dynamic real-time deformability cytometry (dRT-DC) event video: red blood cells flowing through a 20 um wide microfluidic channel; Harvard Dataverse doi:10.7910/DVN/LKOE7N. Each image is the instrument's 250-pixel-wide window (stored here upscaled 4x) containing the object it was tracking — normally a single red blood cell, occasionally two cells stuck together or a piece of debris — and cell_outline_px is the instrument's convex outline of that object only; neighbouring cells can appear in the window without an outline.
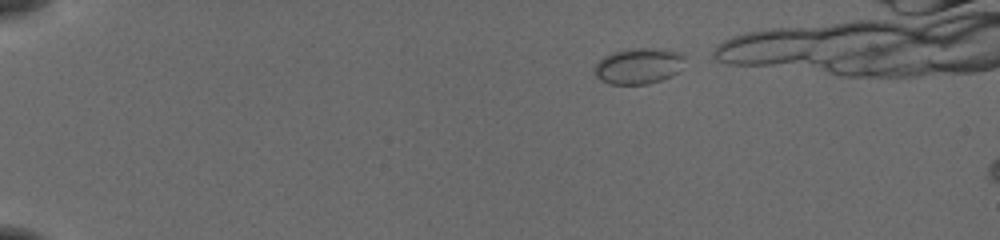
{"species": "common noctule bat (a hibernating species)", "species_latin": "Nyctalus noctula", "temperature_condition": "cold", "stored_images_in_passage": 8, "camera_frame_rate_fps": 3000, "um_per_image_px": 0.085, "animal": {"sex": "female", "body_mass_g": 19.5, "forearm_length_mm": 54.1}, "frame": {"image": 1, "passage_image": 2, "time_ms": 0.333, "image_size_px": [1000, 240], "cell_outline_px": [[688, 56], [676, 72], [672, 76], [648, 84], [608, 84], [600, 80], [596, 76], [592, 68], [604, 56], [612, 52], [624, 48], [656, 48], [684, 52]], "centroid_in_image_um": [54.28, 5.58], "position_along_channel_um": 30.7, "area_um2": 19.31}}